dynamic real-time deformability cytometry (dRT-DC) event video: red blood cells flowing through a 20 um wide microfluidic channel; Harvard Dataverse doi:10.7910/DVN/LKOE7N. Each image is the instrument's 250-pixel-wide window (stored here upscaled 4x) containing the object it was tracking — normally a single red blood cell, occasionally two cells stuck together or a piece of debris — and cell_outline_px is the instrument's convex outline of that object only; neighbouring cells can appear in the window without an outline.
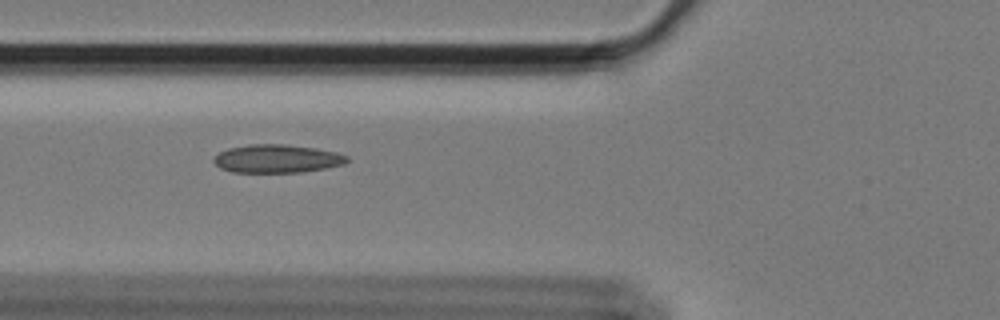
{"species": "Egyptian fruit bat (a non-hibernating species)", "species_latin": "Rousettus aegyptiacus", "temperature_condition": "cold", "stored_images_in_passage": 59, "camera_frame_rate_fps": 3000, "um_per_image_px": 0.085, "animal": {"sex": "female"}, "frame": {"image": 1, "passage_image": 22, "time_ms": 7.0, "image_size_px": [1000, 320], "cell_outline_px": [[348, 160], [344, 164], [324, 168], [300, 172], [232, 172], [220, 168], [212, 160], [220, 152], [228, 148], [248, 144], [284, 144], [316, 148], [336, 152], [348, 156]], "centroid_in_image_um": [23.53, 13.48], "position_along_channel_um": 102.3, "area_um2": 21.85}}
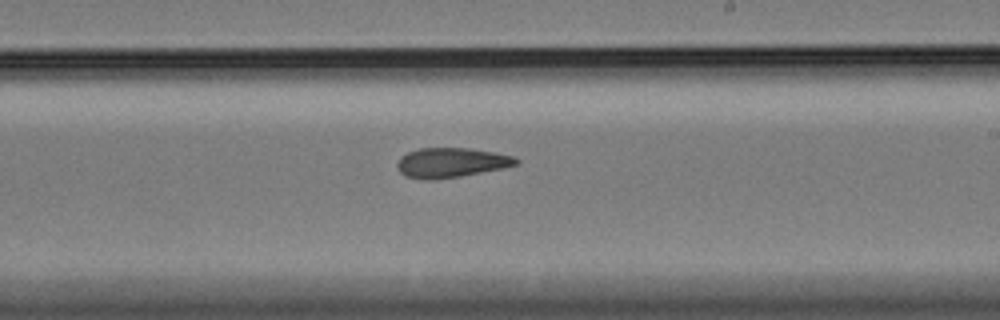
{"frame": {"image": 2, "passage_image": 35, "time_ms": 11.333, "image_size_px": [1000, 320], "cell_outline_px": [[520, 160], [516, 164], [504, 168], [460, 176], [432, 180], [424, 180], [404, 176], [396, 168], [396, 164], [400, 156], [408, 152], [420, 148], [468, 148], [496, 152], [516, 156]], "centroid_in_image_um": [38.34, 13.82], "position_along_channel_um": 250.7, "area_um2": 20.81}}
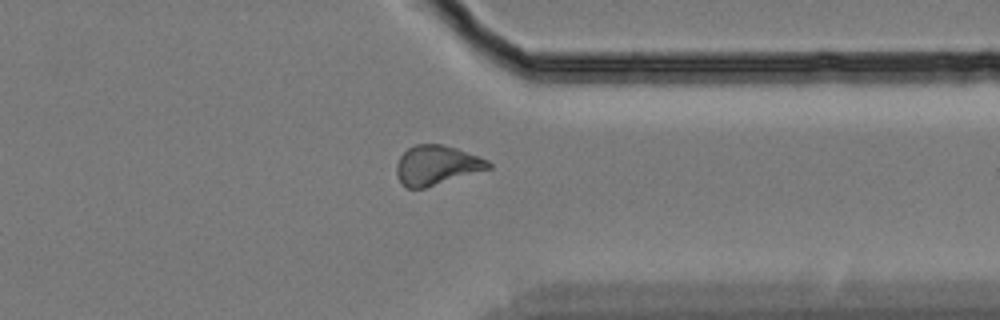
{"frame": {"image": 3, "passage_image": 46, "time_ms": 15.0, "image_size_px": [1000, 320], "cell_outline_px": [[492, 168], [424, 188], [408, 188], [396, 176], [396, 164], [400, 156], [408, 148], [416, 144], [440, 144], [456, 148], [488, 160], [492, 164]], "centroid_in_image_um": [37.11, 14.04], "position_along_channel_um": 374.3, "area_um2": 20.98}, "authors_computed_cell_mechanics": {"area_um2": 21.2704, "velocity_mm_per_s": 3.4175, "shape_relaxation_time_tau1_ms": null, "shape_relaxation_time_tau2_ms": 6.7334, "deformation_change_tau1": null, "deformation_change_tau2": 0.1217}}